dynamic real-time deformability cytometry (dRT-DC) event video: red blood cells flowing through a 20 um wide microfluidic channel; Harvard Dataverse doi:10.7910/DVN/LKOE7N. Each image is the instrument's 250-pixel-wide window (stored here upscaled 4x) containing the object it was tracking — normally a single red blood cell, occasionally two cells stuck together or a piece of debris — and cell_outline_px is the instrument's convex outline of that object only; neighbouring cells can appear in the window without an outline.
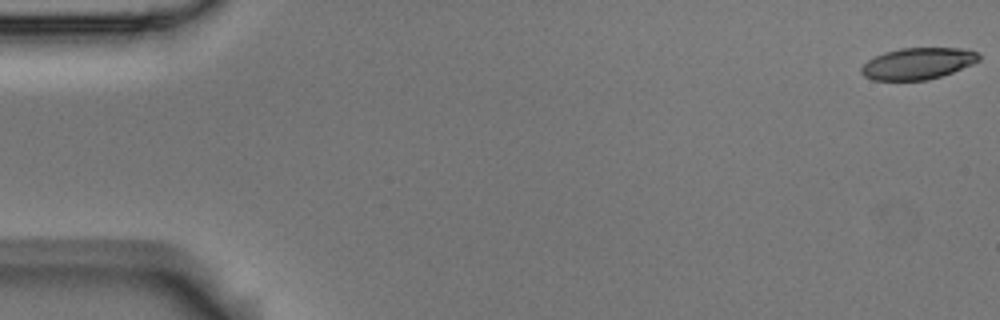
{"species": "Egyptian fruit bat (a non-hibernating species)", "species_latin": "Rousettus aegyptiacus", "temperature_condition": "room temperature", "stored_images_in_passage": 12, "camera_frame_rate_fps": 3000, "um_per_image_px": 0.085, "animal": {"sex": "male"}, "frame": {"image": 1, "passage_image": 1, "time_ms": 0.0, "image_size_px": [1000, 320], "cell_outline_px": [[980, 60], [972, 64], [952, 72], [928, 80], [872, 80], [864, 76], [860, 72], [860, 68], [868, 60], [884, 52], [900, 48], [960, 48], [980, 52]], "centroid_in_image_um": [78.01, 5.39], "position_along_channel_um": 7.0, "area_um2": 21.62}}